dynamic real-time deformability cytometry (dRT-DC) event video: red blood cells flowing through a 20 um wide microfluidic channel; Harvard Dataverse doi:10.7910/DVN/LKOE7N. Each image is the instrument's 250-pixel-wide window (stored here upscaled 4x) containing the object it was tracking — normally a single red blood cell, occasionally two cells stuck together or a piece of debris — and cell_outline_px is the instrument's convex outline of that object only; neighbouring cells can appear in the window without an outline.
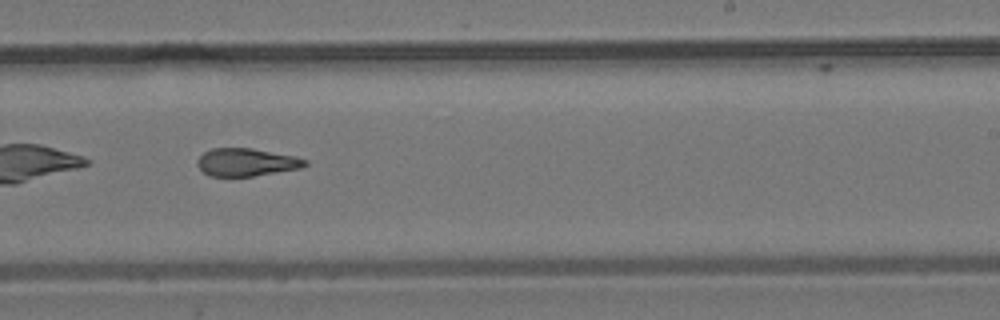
{"species": "common noctule bat (a hibernating species)", "species_latin": "Nyctalus noctula", "temperature_condition": "room temperature", "stored_images_in_passage": 38, "camera_frame_rate_fps": 3000, "um_per_image_px": 0.085, "animal": {"sex": "male", "body_mass_g": 19.2, "forearm_length_mm": 51.8}, "frame": {"image": 1, "passage_image": 17, "time_ms": 5.333, "image_size_px": [1000, 320], "cell_outline_px": [[308, 164], [300, 168], [252, 176], [208, 176], [196, 164], [196, 160], [204, 152], [212, 148], [252, 148], [296, 156], [308, 160]], "centroid_in_image_um": [20.94, 13.78], "position_along_channel_um": 268.1, "area_um2": 17.46}, "authors_computed_cell_mechanics": {"area_um2": 18.2648, "velocity_mm_per_s": 3.8292, "shape_relaxation_time_tau1_ms": 10.1372, "shape_relaxation_time_tau2_ms": 3.7167, "deformation_change_tau1": 0.2424, "deformation_change_tau2": 0.1423}}